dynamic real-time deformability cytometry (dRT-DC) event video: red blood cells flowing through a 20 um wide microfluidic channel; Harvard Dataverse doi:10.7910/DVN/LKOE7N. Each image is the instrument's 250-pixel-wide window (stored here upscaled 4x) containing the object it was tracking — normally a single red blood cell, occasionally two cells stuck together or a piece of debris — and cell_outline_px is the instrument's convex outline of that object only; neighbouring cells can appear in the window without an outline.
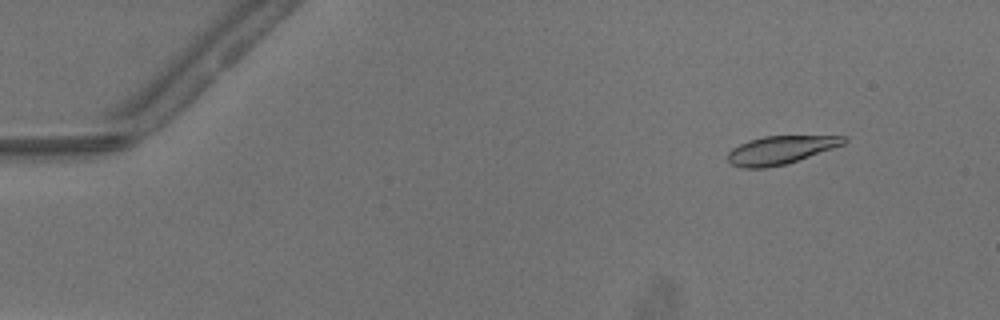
{"species": "common noctule bat (a hibernating species)", "species_latin": "Nyctalus noctula", "temperature_condition": "warm", "stored_images_in_passage": 20, "camera_frame_rate_fps": 3000, "um_per_image_px": 0.085, "animal": {"sex": "male", "body_mass_g": 13.3}, "frame": {"image": 1, "passage_image": 5, "time_ms": 1.333, "image_size_px": [1000, 320], "cell_outline_px": [[848, 140], [844, 144], [788, 164], [768, 168], [740, 168], [732, 164], [728, 160], [728, 152], [732, 148], [748, 140], [764, 136], [848, 136]], "centroid_in_image_um": [66.34, 12.76], "position_along_channel_um": 18.7, "area_um2": 19.19}}
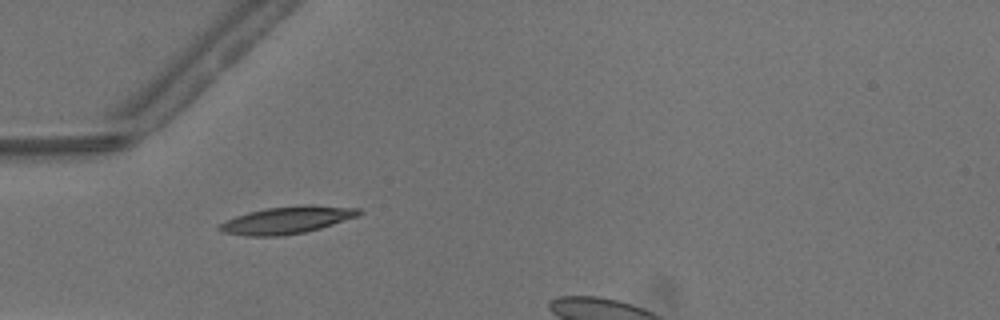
{"frame": {"image": 2, "passage_image": 16, "time_ms": 5.0, "image_size_px": [1000, 320], "cell_outline_px": [[364, 212], [360, 216], [320, 228], [304, 232], [280, 236], [244, 236], [220, 232], [216, 228], [224, 220], [248, 212], [264, 208], [300, 204], [312, 204], [360, 208]], "centroid_in_image_um": [24.4, 18.69], "position_along_channel_um": 60.6, "area_um2": 22.66}}
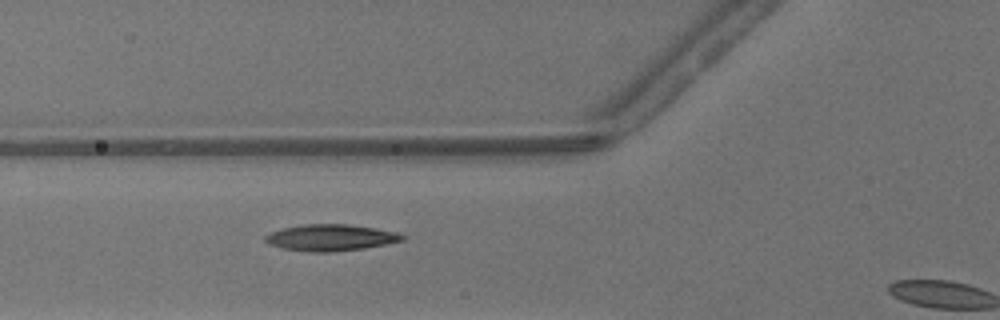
{"frame": {"image": 3, "passage_image": 19, "time_ms": 6.0, "image_size_px": [1000, 320], "cell_outline_px": [[404, 240], [364, 248], [332, 252], [312, 252], [284, 248], [268, 244], [264, 240], [264, 236], [272, 232], [284, 228], [304, 224], [348, 224], [376, 228], [396, 232], [404, 236]], "centroid_in_image_um": [28.1, 20.19], "position_along_channel_um": 97.7, "area_um2": 20.92}}